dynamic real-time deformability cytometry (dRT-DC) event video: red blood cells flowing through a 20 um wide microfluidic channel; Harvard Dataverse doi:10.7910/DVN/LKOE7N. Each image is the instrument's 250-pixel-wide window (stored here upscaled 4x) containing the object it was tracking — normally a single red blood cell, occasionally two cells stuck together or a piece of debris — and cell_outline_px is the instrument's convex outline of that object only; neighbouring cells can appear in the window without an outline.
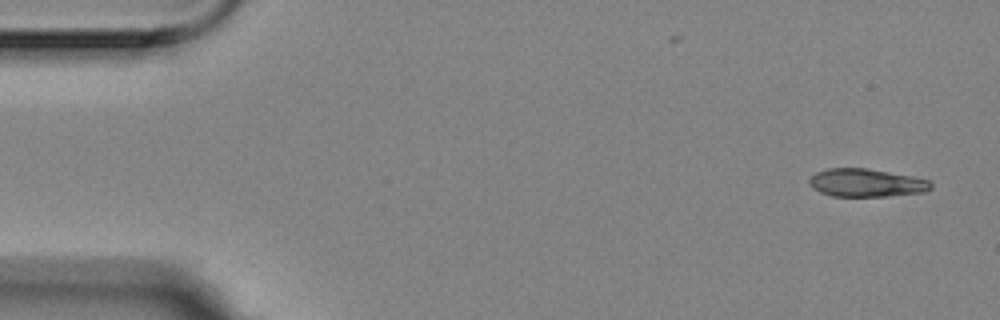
{"species": "Egyptian fruit bat (a non-hibernating species)", "species_latin": "Rousettus aegyptiacus", "temperature_condition": "room temperature", "stored_images_in_passage": 5, "camera_frame_rate_fps": 3000, "um_per_image_px": 0.085, "animal": {"sex": "female"}, "frame": {"image": 1, "passage_image": 1, "time_ms": 0.0, "image_size_px": [1000, 320], "cell_outline_px": [[932, 188], [924, 192], [888, 196], [832, 196], [820, 192], [812, 188], [808, 184], [808, 180], [816, 172], [828, 168], [868, 168], [912, 176], [928, 180], [932, 184]], "centroid_in_image_um": [73.61, 15.54], "position_along_channel_um": 11.4, "area_um2": 19.94}}
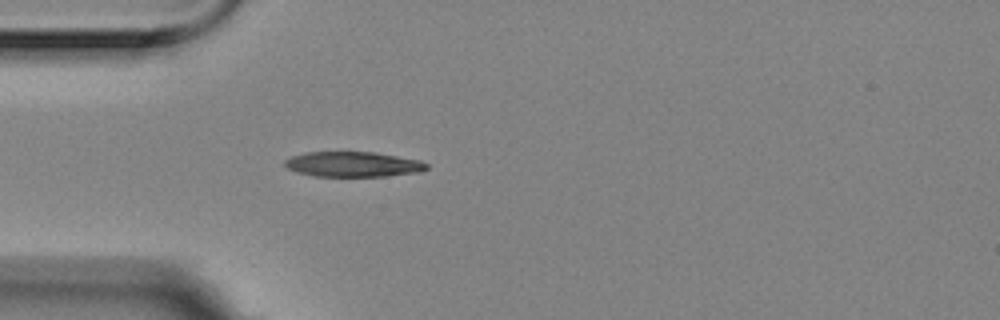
{"frame": {"image": 2, "passage_image": 5, "time_ms": 1.333, "image_size_px": [1000, 320], "cell_outline_px": [[428, 168], [420, 172], [384, 176], [316, 176], [296, 172], [288, 168], [284, 164], [284, 160], [292, 156], [308, 152], [376, 152], [420, 160], [428, 164]], "centroid_in_image_um": [30.02, 13.96], "position_along_channel_um": 55.0, "area_um2": 20.75}}